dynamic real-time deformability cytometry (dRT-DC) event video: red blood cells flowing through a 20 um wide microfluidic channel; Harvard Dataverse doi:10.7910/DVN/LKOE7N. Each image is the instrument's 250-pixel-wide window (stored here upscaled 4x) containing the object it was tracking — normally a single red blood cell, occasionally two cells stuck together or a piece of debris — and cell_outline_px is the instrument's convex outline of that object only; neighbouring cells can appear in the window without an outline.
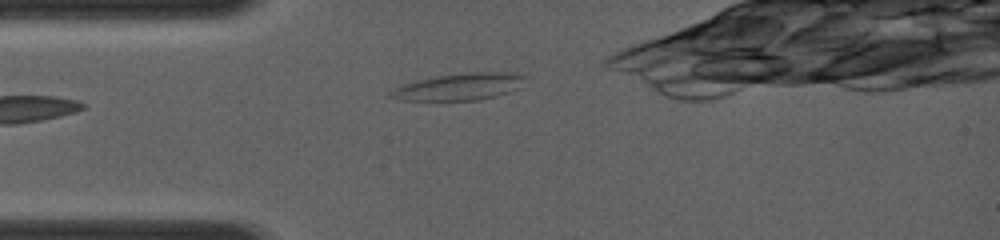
{"species": "common noctule bat (a hibernating species)", "species_latin": "Nyctalus noctula", "temperature_condition": "room temperature", "stored_images_in_passage": 6, "camera_frame_rate_fps": 4000, "um_per_image_px": 0.085, "animal": {"sex": "female", "body_mass_g": 19.0, "forearm_length_mm": 56.7}, "frame": {"image": 1, "passage_image": 2, "time_ms": 0.25, "image_size_px": [1000, 240], "cell_outline_px": [[528, 76], [520, 88], [496, 96], [476, 100], [400, 100], [388, 96], [388, 92], [404, 84], [416, 80], [436, 76], [468, 72], [504, 72]], "centroid_in_image_um": [39.06, 7.37], "position_along_channel_um": 45.9, "area_um2": 21.04}}